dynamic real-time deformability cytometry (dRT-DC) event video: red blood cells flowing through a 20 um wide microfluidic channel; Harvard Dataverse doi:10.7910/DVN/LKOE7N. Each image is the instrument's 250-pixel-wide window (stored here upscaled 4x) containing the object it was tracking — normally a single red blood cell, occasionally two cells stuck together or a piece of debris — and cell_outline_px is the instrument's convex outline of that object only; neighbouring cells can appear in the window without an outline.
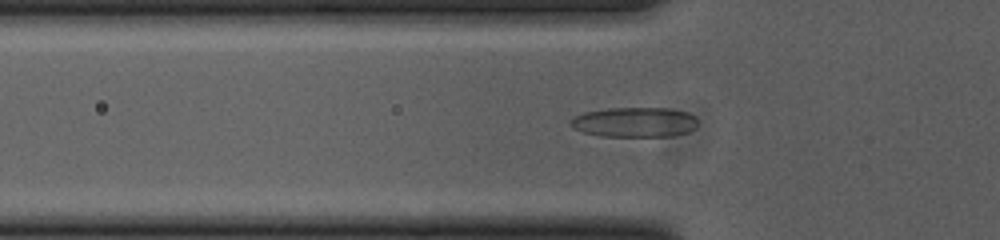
{"species": "common noctule bat (a hibernating species)", "species_latin": "Nyctalus noctula", "temperature_condition": "cold", "stored_images_in_passage": 39, "camera_frame_rate_fps": 3000, "um_per_image_px": 0.085, "animal": {"sex": "female", "body_mass_g": 23.0, "forearm_length_mm": 53.4}, "frame": {"image": 1, "passage_image": 10, "time_ms": 3.0, "image_size_px": [1000, 240], "cell_outline_px": [[696, 128], [688, 132], [672, 136], [600, 136], [584, 132], [572, 128], [568, 120], [572, 116], [584, 112], [608, 108], [668, 108], [684, 112], [692, 116], [696, 120]], "centroid_in_image_um": [53.87, 10.39], "position_along_channel_um": 71.9, "area_um2": 22.2}}
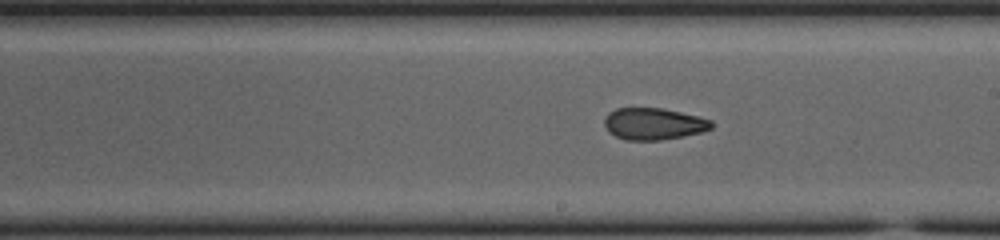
{"frame": {"image": 2, "passage_image": 23, "time_ms": 7.333, "image_size_px": [1000, 240], "cell_outline_px": [[712, 128], [700, 132], [660, 140], [624, 140], [608, 132], [604, 124], [604, 120], [608, 112], [616, 108], [664, 108], [712, 120]], "centroid_in_image_um": [55.51, 10.52], "position_along_channel_um": 233.5, "area_um2": 19.71}}
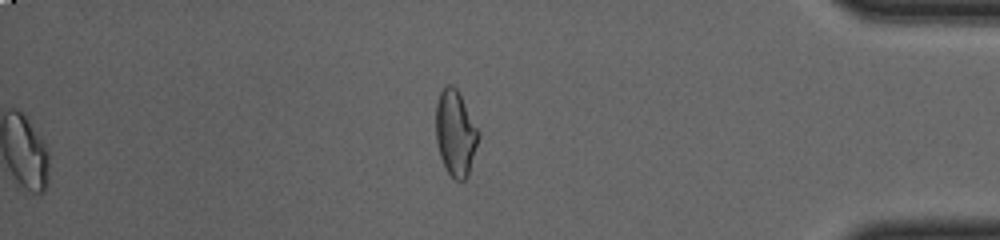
{"frame": {"image": 3, "passage_image": 39, "time_ms": 12.667, "image_size_px": [1000, 240], "cell_outline_px": [[480, 136], [468, 176], [464, 180], [456, 180], [448, 172], [440, 156], [436, 140], [436, 104], [440, 92], [448, 84], [452, 84], [460, 92], [480, 132]], "centroid_in_image_um": [38.73, 11.29], "position_along_channel_um": 396.5, "area_um2": 21.39}, "authors_computed_cell_mechanics": {"area_um2": 20.4612, "velocity_mm_per_s": 3.7148, "shape_relaxation_time_tau1_ms": null, "shape_relaxation_time_tau2_ms": 2.6691, "deformation_change_tau1": null, "deformation_change_tau2": 0.0884}}